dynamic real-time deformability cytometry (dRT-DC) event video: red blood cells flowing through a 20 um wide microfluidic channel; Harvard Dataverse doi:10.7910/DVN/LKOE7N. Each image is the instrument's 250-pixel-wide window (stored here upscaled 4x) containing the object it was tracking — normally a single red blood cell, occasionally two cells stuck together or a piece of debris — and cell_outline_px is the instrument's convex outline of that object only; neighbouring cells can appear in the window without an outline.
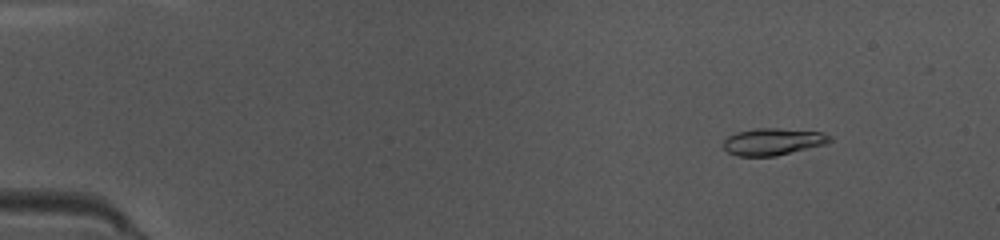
{"species": "common noctule bat (a hibernating species)", "species_latin": "Nyctalus noctula", "temperature_condition": "warm", "stored_images_in_passage": 31, "camera_frame_rate_fps": 3000, "um_per_image_px": 0.085, "animal": {"sex": "female", "body_mass_g": 10.0, "forearm_length_mm": 53.1}, "frame": {"image": 1, "passage_image": 6, "time_ms": 1.667, "image_size_px": [1000, 240], "cell_outline_px": [[832, 140], [824, 144], [776, 156], [740, 156], [728, 152], [724, 148], [724, 140], [728, 136], [736, 132], [756, 128], [776, 128], [824, 132], [832, 136]], "centroid_in_image_um": [65.71, 12.03], "position_along_channel_um": 19.3, "area_um2": 16.65}}
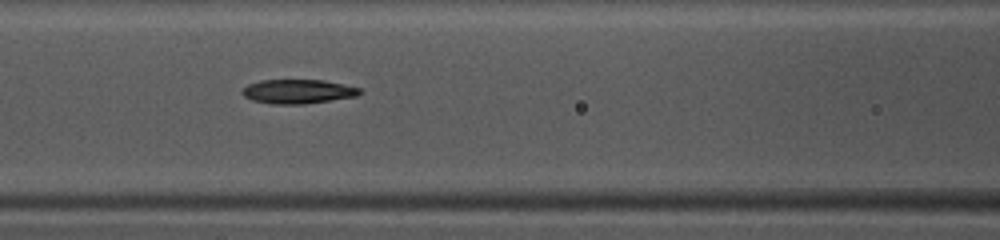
{"frame": {"image": 2, "passage_image": 22, "time_ms": 7.0, "image_size_px": [1000, 240], "cell_outline_px": [[360, 92], [356, 96], [332, 100], [304, 104], [272, 104], [252, 100], [244, 96], [240, 92], [248, 84], [260, 80], [324, 80], [360, 88]], "centroid_in_image_um": [25.29, 7.78], "position_along_channel_um": 141.3, "area_um2": 16.47}}
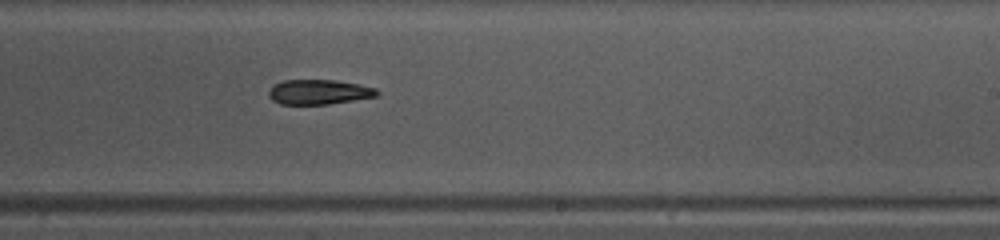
{"frame": {"image": 3, "passage_image": 31, "time_ms": 10.0, "image_size_px": [1000, 240], "cell_outline_px": [[380, 92], [376, 96], [328, 104], [280, 104], [272, 100], [268, 96], [268, 92], [276, 84], [284, 80], [336, 80], [376, 88]], "centroid_in_image_um": [27.09, 7.82], "position_along_channel_um": 261.9, "area_um2": 15.43}}